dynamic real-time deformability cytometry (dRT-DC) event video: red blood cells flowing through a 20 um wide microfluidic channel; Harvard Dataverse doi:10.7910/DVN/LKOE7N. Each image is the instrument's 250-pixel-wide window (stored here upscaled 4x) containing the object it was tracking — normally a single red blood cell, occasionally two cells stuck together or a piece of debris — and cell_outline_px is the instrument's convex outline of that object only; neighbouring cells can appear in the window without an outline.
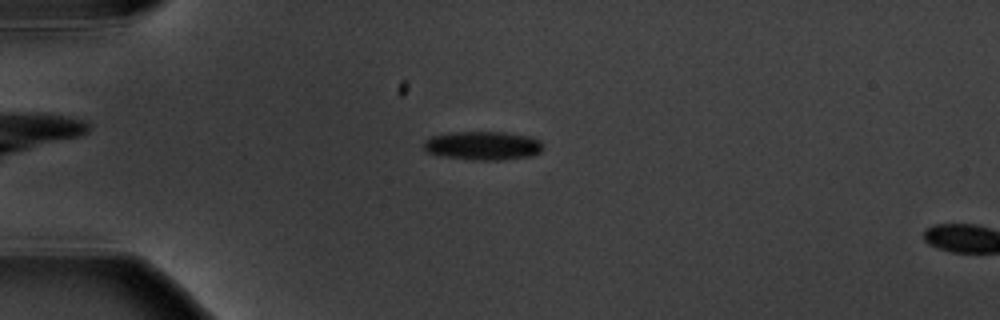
{"species": "common noctule bat (a hibernating species)", "species_latin": "Nyctalus noctula", "temperature_condition": "warm", "stored_images_in_passage": 2, "camera_frame_rate_fps": 3000, "um_per_image_px": 0.085, "animal": {"sex": "male", "body_mass_g": 20.1, "forearm_length_mm": 53.5}, "frame": {"image": 1, "passage_image": 1, "time_ms": 0.0, "image_size_px": [1000, 320], "cell_outline_px": [[544, 148], [540, 152], [532, 156], [500, 160], [476, 160], [448, 156], [428, 152], [424, 148], [424, 140], [432, 136], [448, 132], [504, 132], [532, 136], [540, 140]], "centroid_in_image_um": [41.11, 12.36], "position_along_channel_um": 43.9, "area_um2": 19.94}}